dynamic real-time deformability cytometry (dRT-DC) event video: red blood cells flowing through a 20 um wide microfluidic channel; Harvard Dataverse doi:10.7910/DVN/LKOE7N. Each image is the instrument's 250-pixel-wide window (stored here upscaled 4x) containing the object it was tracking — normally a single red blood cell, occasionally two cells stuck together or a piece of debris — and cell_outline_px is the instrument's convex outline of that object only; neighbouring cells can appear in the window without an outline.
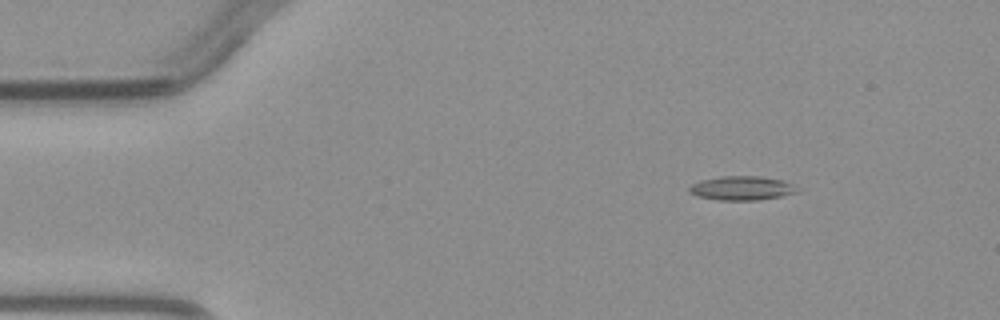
{"species": "common noctule bat (a hibernating species)", "species_latin": "Nyctalus noctula", "temperature_condition": "warm", "stored_images_in_passage": 2, "camera_frame_rate_fps": 3000, "um_per_image_px": 0.085, "animal": {"sex": "male", "body_mass_g": 23.1, "forearm_length_mm": 52.7}, "frame": {"image": 1, "passage_image": 1, "time_ms": 0.0, "image_size_px": [1000, 320], "cell_outline_px": [[800, 192], [760, 200], [716, 200], [696, 196], [688, 192], [688, 188], [692, 184], [700, 180], [720, 176], [760, 176], [784, 180], [800, 188]], "centroid_in_image_um": [63.06, 15.99], "position_along_channel_um": 21.9, "area_um2": 15.43}}